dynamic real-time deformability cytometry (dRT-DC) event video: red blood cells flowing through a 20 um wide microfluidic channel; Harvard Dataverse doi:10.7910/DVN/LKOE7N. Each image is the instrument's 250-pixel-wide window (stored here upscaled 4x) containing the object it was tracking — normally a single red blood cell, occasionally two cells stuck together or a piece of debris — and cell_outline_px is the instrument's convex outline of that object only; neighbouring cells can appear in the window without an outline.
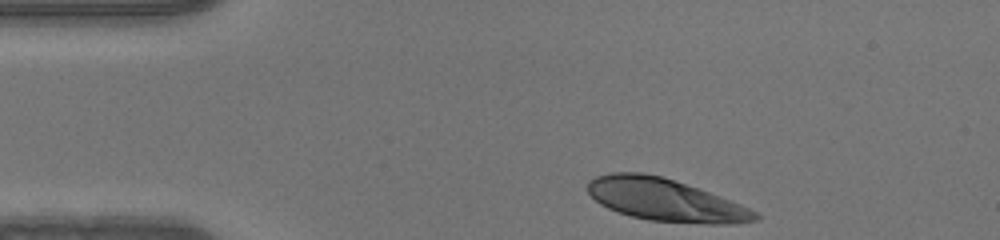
{"species": "human", "species_latin": "Homo sapiens", "temperature_condition": "warm", "stored_images_in_passage": 34, "camera_frame_rate_fps": 3000, "um_per_image_px": 0.085, "donor": {"sex": "male"}, "frame": {"image": 1, "passage_image": 1, "time_ms": 0.0, "image_size_px": [1000, 240], "cell_outline_px": [[760, 220], [736, 224], [708, 224], [648, 220], [632, 216], [608, 208], [600, 204], [588, 192], [588, 180], [596, 176], [612, 172], [644, 172], [664, 176], [720, 196], [740, 204], [756, 212], [760, 216]], "centroid_in_image_um": [56.56, 16.98], "position_along_channel_um": 28.4, "area_um2": 41.38}}
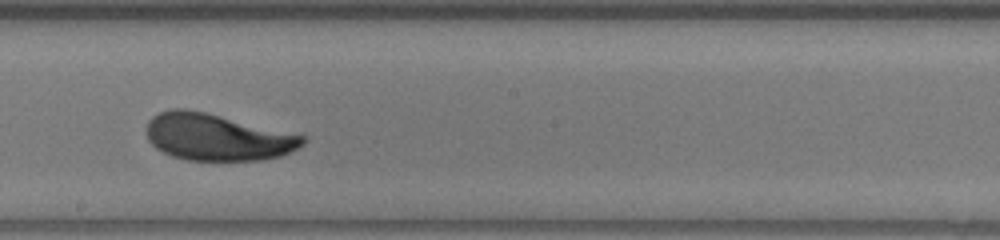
{"frame": {"image": 2, "passage_image": 20, "time_ms": 6.333, "image_size_px": [1000, 240], "cell_outline_px": [[308, 140], [304, 144], [280, 156], [264, 160], [188, 160], [172, 156], [156, 148], [148, 140], [148, 120], [152, 116], [160, 112], [172, 108], [184, 108], [204, 112], [308, 136]], "centroid_in_image_um": [18.48, 11.65], "position_along_channel_um": 229.7, "area_um2": 42.43}}
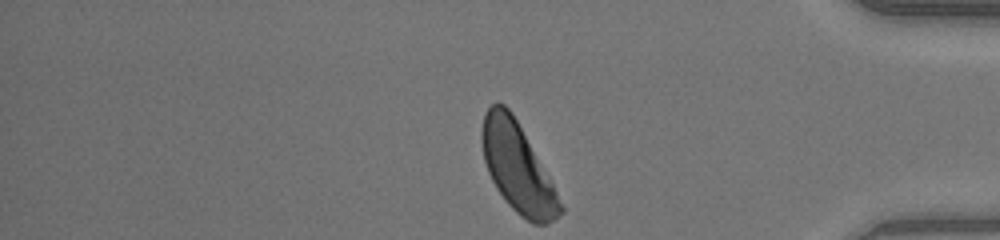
{"frame": {"image": 3, "passage_image": 34, "time_ms": 11.0, "image_size_px": [1000, 240], "cell_outline_px": [[564, 212], [548, 224], [532, 224], [520, 216], [504, 200], [496, 188], [488, 172], [484, 160], [480, 140], [480, 132], [484, 112], [492, 104], [504, 104], [512, 112], [552, 180], [564, 208]], "centroid_in_image_um": [43.99, 14.27], "position_along_channel_um": 391.2, "area_um2": 40.92}}